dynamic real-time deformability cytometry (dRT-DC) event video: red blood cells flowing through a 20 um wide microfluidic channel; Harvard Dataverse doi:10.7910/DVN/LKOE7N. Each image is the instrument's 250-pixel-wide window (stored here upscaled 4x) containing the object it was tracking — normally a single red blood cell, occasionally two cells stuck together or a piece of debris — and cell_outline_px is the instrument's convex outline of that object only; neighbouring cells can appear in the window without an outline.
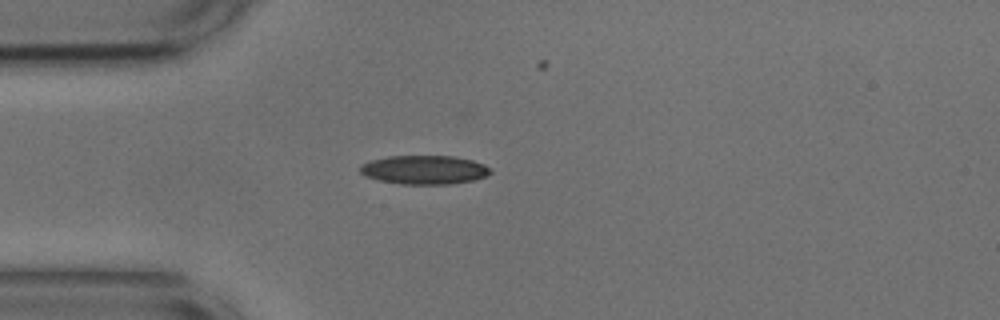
{"species": "common noctule bat (a hibernating species)", "species_latin": "Nyctalus noctula", "temperature_condition": "cold", "stored_images_in_passage": 31, "camera_frame_rate_fps": 3000, "um_per_image_px": 0.085, "animal": {"sex": "male", "body_mass_g": 17.9, "forearm_length_mm": 54.2}, "frame": {"image": 1, "passage_image": 1, "time_ms": 0.0, "image_size_px": [1000, 320], "cell_outline_px": [[492, 172], [484, 176], [472, 180], [448, 184], [400, 184], [380, 180], [364, 176], [360, 172], [360, 164], [368, 160], [388, 156], [452, 156], [472, 160], [484, 164]], "centroid_in_image_um": [36.0, 14.42], "position_along_channel_um": 49.0, "area_um2": 21.85}}
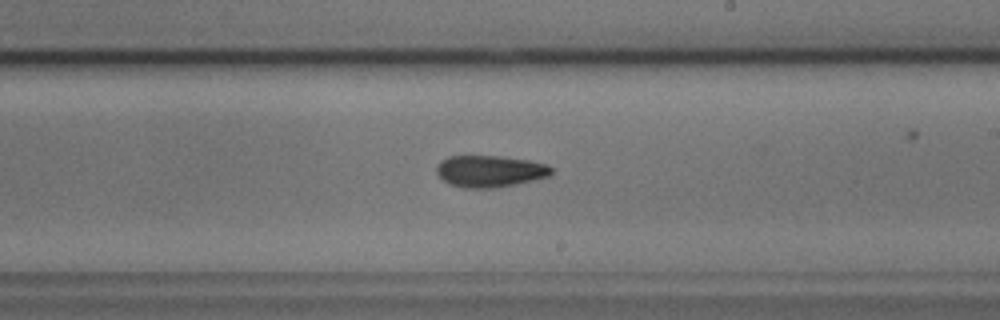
{"frame": {"image": 2, "passage_image": 18, "time_ms": 5.667, "image_size_px": [1000, 320], "cell_outline_px": [[552, 172], [548, 176], [516, 184], [496, 188], [464, 188], [448, 184], [436, 172], [436, 168], [440, 160], [448, 156], [500, 156], [528, 160], [544, 164], [552, 168]], "centroid_in_image_um": [41.59, 14.55], "position_along_channel_um": 247.4, "area_um2": 21.15}, "authors_computed_cell_mechanics": {"area_um2": 20.9236, "velocity_mm_per_s": 3.6635, "shape_relaxation_time_tau1_ms": 10.4757, "shape_relaxation_time_tau2_ms": 6.8128, "deformation_change_tau1": 0.2011, "deformation_change_tau2": 0.1478}}